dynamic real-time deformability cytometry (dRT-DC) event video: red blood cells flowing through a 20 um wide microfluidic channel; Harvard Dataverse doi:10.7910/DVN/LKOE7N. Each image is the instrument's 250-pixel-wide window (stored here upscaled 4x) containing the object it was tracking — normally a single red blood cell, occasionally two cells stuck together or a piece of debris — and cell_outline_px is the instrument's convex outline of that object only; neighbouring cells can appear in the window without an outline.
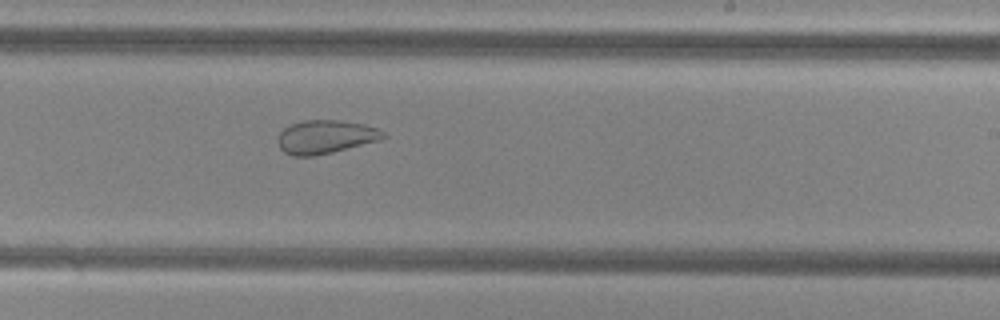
{"species": "common noctule bat (a hibernating species)", "species_latin": "Nyctalus noctula", "temperature_condition": "cold", "stored_images_in_passage": 38, "camera_frame_rate_fps": 3000, "um_per_image_px": 0.085, "animal": {"sex": "female", "body_mass_g": 29.2, "forearm_length_mm": 56.3}, "frame": {"image": 1, "passage_image": 17, "time_ms": 5.333, "image_size_px": [1000, 320], "cell_outline_px": [[388, 136], [380, 140], [332, 152], [312, 156], [292, 156], [284, 152], [280, 148], [276, 140], [276, 136], [288, 124], [304, 120], [336, 120], [364, 124], [376, 128], [384, 132]], "centroid_in_image_um": [27.62, 11.63], "position_along_channel_um": 261.4, "area_um2": 20.69}, "authors_computed_cell_mechanics": {"area_um2": 25.3742, "velocity_mm_per_s": 3.8041, "shape_relaxation_time_tau1_ms": null, "shape_relaxation_time_tau2_ms": 1.1724, "deformation_change_tau1": null, "deformation_change_tau2": 0.0736}}